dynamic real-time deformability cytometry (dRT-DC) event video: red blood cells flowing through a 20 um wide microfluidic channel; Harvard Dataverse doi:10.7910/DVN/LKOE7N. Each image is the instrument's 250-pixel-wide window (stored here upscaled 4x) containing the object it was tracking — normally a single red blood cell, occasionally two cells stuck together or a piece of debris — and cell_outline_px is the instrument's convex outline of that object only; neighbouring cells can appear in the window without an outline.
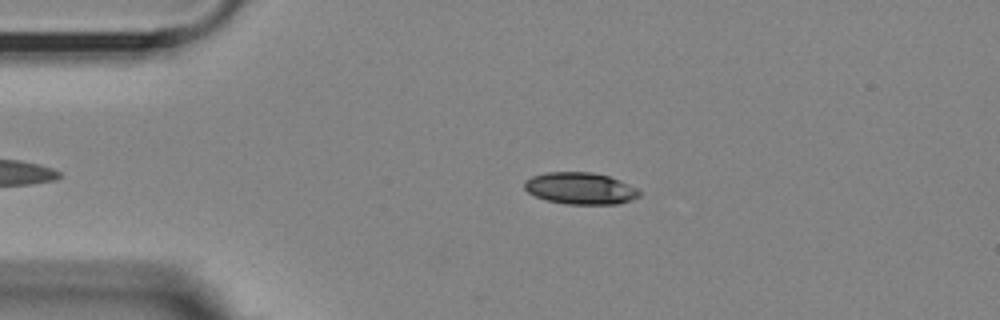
{"species": "Egyptian fruit bat (a non-hibernating species)", "species_latin": "Rousettus aegyptiacus", "temperature_condition": "room temperature", "stored_images_in_passage": 41, "camera_frame_rate_fps": 3000, "um_per_image_px": 0.085, "animal": {"sex": "female"}, "frame": {"image": 1, "passage_image": 3, "time_ms": 0.667, "image_size_px": [1000, 320], "cell_outline_px": [[640, 196], [632, 200], [616, 204], [568, 204], [548, 200], [536, 196], [528, 192], [524, 188], [524, 180], [532, 176], [548, 172], [592, 172], [608, 176], [636, 188], [640, 192]], "centroid_in_image_um": [49.31, 16.01], "position_along_channel_um": 35.7, "area_um2": 21.1}}
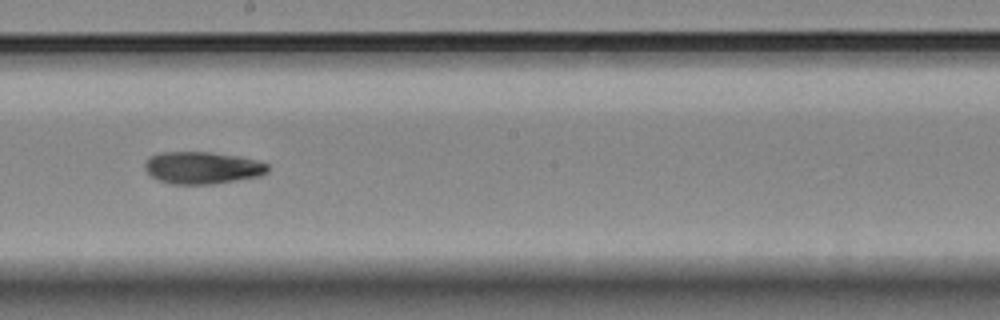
{"frame": {"image": 2, "passage_image": 23, "time_ms": 7.333, "image_size_px": [1000, 320], "cell_outline_px": [[268, 172], [260, 176], [212, 184], [168, 184], [156, 180], [144, 168], [144, 164], [148, 156], [160, 152], [208, 152], [240, 156], [256, 160], [268, 164]], "centroid_in_image_um": [17.16, 14.26], "position_along_channel_um": 231.0, "area_um2": 23.24}}
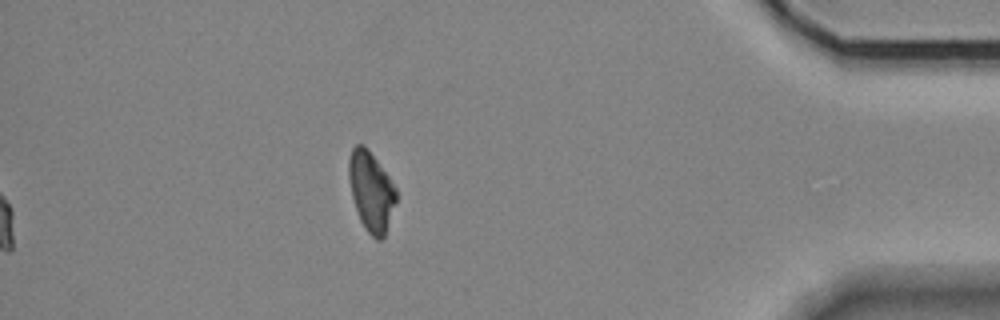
{"frame": {"image": 3, "passage_image": 41, "time_ms": 13.333, "image_size_px": [1000, 320], "cell_outline_px": [[396, 200], [384, 236], [380, 240], [376, 240], [364, 228], [360, 220], [352, 196], [348, 176], [348, 160], [352, 148], [356, 144], [364, 144], [368, 148], [388, 176], [396, 188]], "centroid_in_image_um": [31.52, 16.23], "position_along_channel_um": 403.7, "area_um2": 21.73}}